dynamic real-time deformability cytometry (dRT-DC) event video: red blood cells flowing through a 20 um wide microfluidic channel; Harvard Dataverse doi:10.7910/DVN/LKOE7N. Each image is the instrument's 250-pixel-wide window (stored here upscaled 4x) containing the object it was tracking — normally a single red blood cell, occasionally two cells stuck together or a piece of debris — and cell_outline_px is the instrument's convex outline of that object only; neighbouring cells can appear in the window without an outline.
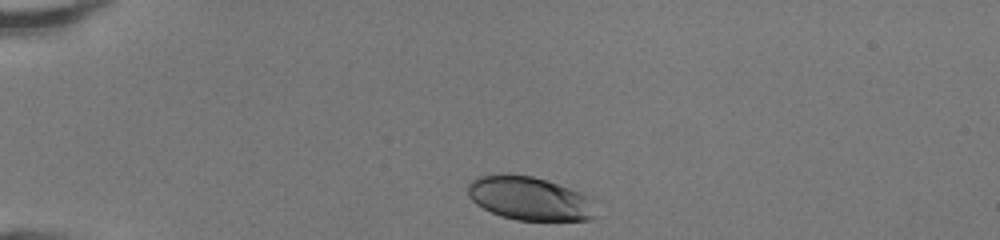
{"species": "human", "species_latin": "Homo sapiens", "temperature_condition": "room temperature", "stored_images_in_passage": 31, "camera_frame_rate_fps": 3000, "um_per_image_px": 0.085, "donor": {"sex": "female"}, "frame": {"image": 1, "passage_image": 1, "time_ms": 0.0, "image_size_px": [1000, 240], "cell_outline_px": [[596, 200], [592, 220], [516, 220], [500, 216], [476, 204], [468, 196], [468, 184], [476, 176], [508, 172], [532, 176], [548, 180], [580, 192]], "centroid_in_image_um": [45.0, 16.84], "position_along_channel_um": 40.0, "area_um2": 33.0}}
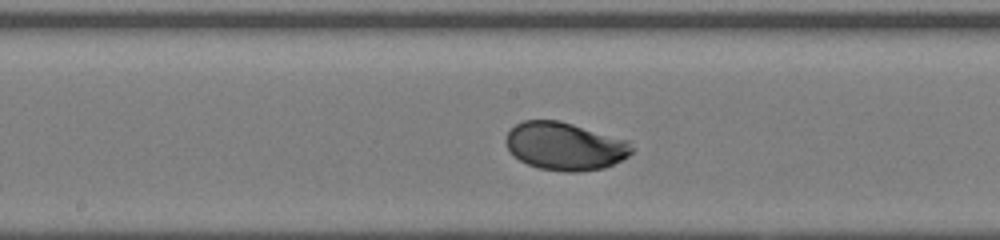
{"frame": {"image": 2, "passage_image": 16, "time_ms": 5.0, "image_size_px": [1000, 240], "cell_outline_px": [[636, 148], [628, 156], [604, 168], [580, 172], [564, 172], [540, 168], [528, 164], [520, 160], [508, 148], [504, 140], [508, 132], [516, 124], [524, 120], [560, 120], [628, 140]], "centroid_in_image_um": [48.04, 12.42], "position_along_channel_um": 200.2, "area_um2": 35.2}}
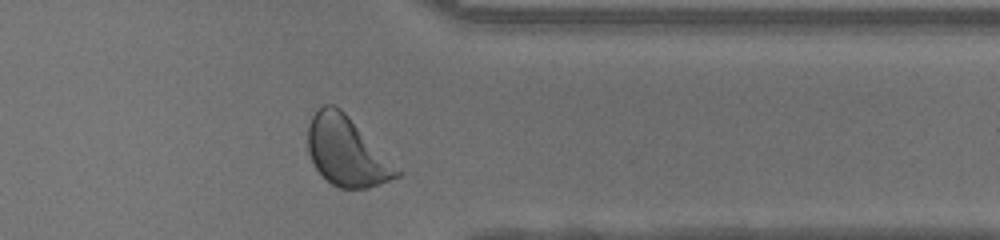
{"frame": {"image": 3, "passage_image": 29, "time_ms": 9.333, "image_size_px": [1000, 240], "cell_outline_px": [[400, 176], [368, 188], [340, 188], [332, 184], [316, 168], [308, 152], [308, 128], [312, 116], [316, 108], [324, 104], [332, 104], [340, 108], [348, 116], [400, 172]], "centroid_in_image_um": [29.4, 12.86], "position_along_channel_um": 382.0, "area_um2": 34.85}, "authors_computed_cell_mechanics": {"area_um2": 34.2754, "velocity_mm_per_s": 4.26, "shape_relaxation_time_tau1_ms": 2.3884, "shape_relaxation_time_tau2_ms": null, "deformation_change_tau1": 0.1358, "deformation_change_tau2": null}}